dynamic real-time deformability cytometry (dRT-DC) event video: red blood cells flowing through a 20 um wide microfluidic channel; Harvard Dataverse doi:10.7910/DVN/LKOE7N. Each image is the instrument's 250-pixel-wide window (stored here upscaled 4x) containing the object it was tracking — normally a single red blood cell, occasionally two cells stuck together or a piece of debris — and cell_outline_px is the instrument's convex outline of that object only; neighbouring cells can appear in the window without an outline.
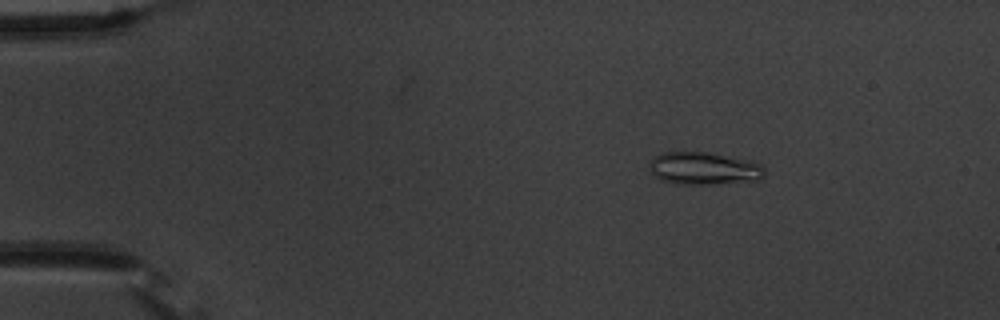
{"species": "common noctule bat (a hibernating species)", "species_latin": "Nyctalus noctula", "temperature_condition": "warm", "stored_images_in_passage": 4, "camera_frame_rate_fps": 3000, "um_per_image_px": 0.085, "animal": {"sex": "male", "body_mass_g": 20.1, "forearm_length_mm": 53.5}, "frame": {"image": 1, "passage_image": 2, "time_ms": 1.333, "image_size_px": [1000, 320], "cell_outline_px": [[764, 176], [760, 180], [712, 184], [680, 184], [660, 180], [648, 168], [648, 164], [652, 156], [664, 152], [708, 152], [752, 160], [760, 164], [764, 168]], "centroid_in_image_um": [59.82, 14.3], "position_along_channel_um": 25.2, "area_um2": 22.14}}